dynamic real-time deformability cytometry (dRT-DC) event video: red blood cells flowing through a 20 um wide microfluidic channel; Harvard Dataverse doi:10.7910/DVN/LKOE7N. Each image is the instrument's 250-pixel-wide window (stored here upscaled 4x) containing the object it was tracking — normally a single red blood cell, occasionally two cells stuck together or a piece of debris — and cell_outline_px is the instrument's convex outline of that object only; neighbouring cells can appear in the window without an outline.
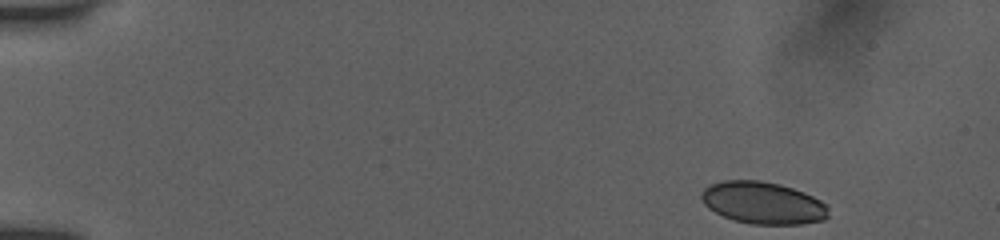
{"species": "human", "species_latin": "Homo sapiens", "temperature_condition": "room temperature", "stored_images_in_passage": 20, "camera_frame_rate_fps": 3000, "um_per_image_px": 0.085, "donor": {"sex": "female"}, "frame": {"image": 1, "passage_image": 1, "time_ms": 0.0, "image_size_px": [1000, 240], "cell_outline_px": [[828, 216], [824, 220], [800, 224], [752, 224], [736, 220], [724, 216], [708, 208], [704, 204], [700, 196], [704, 188], [708, 184], [724, 180], [760, 180], [780, 184], [804, 192], [828, 204]], "centroid_in_image_um": [64.85, 17.23], "position_along_channel_um": 20.1, "area_um2": 31.27}}
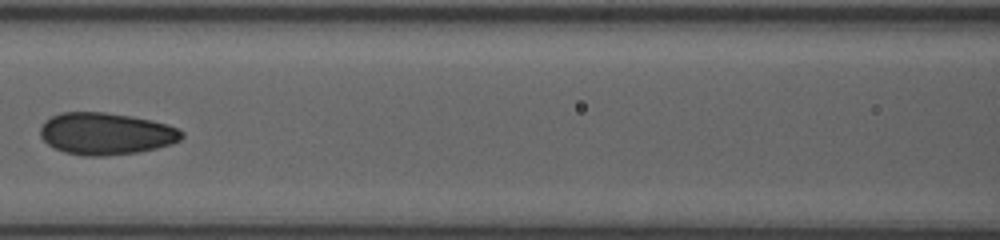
{"frame": {"image": 2, "passage_image": 11, "time_ms": 3.333, "image_size_px": [1000, 240], "cell_outline_px": [[184, 136], [180, 140], [172, 144], [140, 152], [104, 156], [84, 156], [64, 152], [48, 144], [40, 136], [40, 128], [44, 120], [60, 112], [104, 112], [132, 116], [152, 120], [168, 124], [180, 128], [184, 132]], "centroid_in_image_um": [9.03, 11.36], "position_along_channel_um": 157.6, "area_um2": 34.97}}
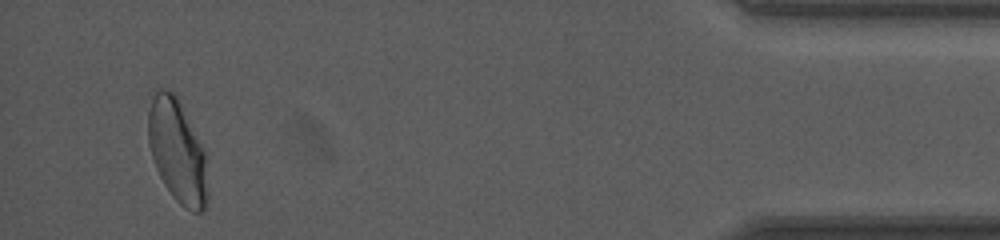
{"frame": {"image": 3, "passage_image": 20, "time_ms": 6.333, "image_size_px": [1000, 240], "cell_outline_px": [[208, 204], [200, 212], [192, 212], [184, 208], [172, 196], [164, 184], [156, 168], [148, 144], [148, 112], [152, 100], [156, 92], [172, 92], [176, 96], [208, 156]], "centroid_in_image_um": [15.12, 12.96], "position_along_channel_um": 420.1, "area_um2": 35.78}}